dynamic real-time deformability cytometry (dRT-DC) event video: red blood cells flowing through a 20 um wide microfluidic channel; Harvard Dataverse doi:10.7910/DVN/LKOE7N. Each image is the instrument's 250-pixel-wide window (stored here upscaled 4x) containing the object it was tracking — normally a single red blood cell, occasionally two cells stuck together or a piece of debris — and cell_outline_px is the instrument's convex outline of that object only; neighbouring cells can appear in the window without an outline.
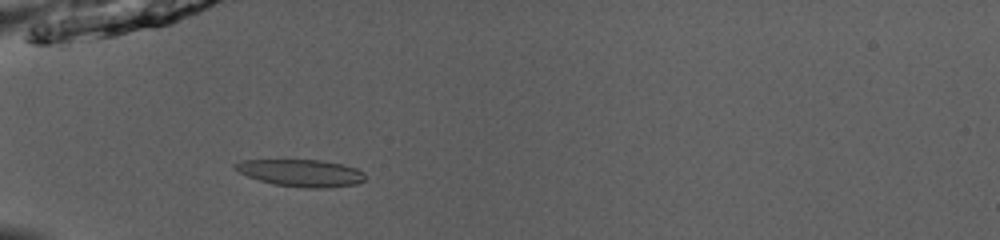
{"species": "common noctule bat (a hibernating species)", "species_latin": "Nyctalus noctula", "temperature_condition": "room temperature", "stored_images_in_passage": 50, "camera_frame_rate_fps": 3000, "um_per_image_px": 0.085, "animal": {"sex": "male", "body_mass_g": 13.0, "forearm_length_mm": 53.1}, "frame": {"image": 1, "passage_image": 16, "time_ms": 5.0, "image_size_px": [1000, 240], "cell_outline_px": [[368, 180], [356, 184], [324, 188], [304, 188], [276, 184], [260, 180], [248, 176], [232, 168], [232, 164], [240, 160], [320, 160], [344, 164], [356, 168], [364, 172], [368, 176]], "centroid_in_image_um": [25.64, 14.69], "position_along_channel_um": 59.4, "area_um2": 20.75}}
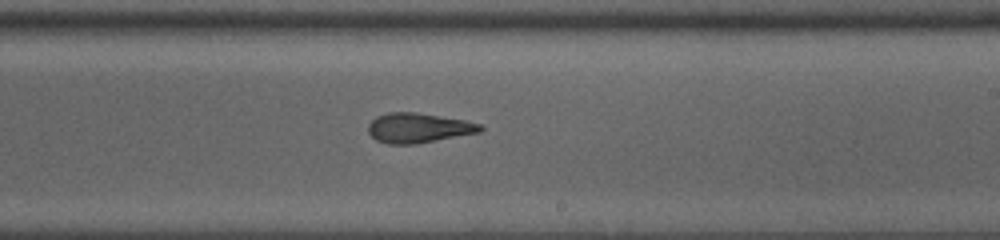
{"frame": {"image": 2, "passage_image": 31, "time_ms": 10.0, "image_size_px": [1000, 240], "cell_outline_px": [[484, 128], [480, 132], [416, 144], [388, 144], [376, 140], [368, 132], [368, 124], [376, 116], [388, 112], [416, 112], [464, 120], [480, 124]], "centroid_in_image_um": [35.54, 10.87], "position_along_channel_um": 253.5, "area_um2": 19.42}}
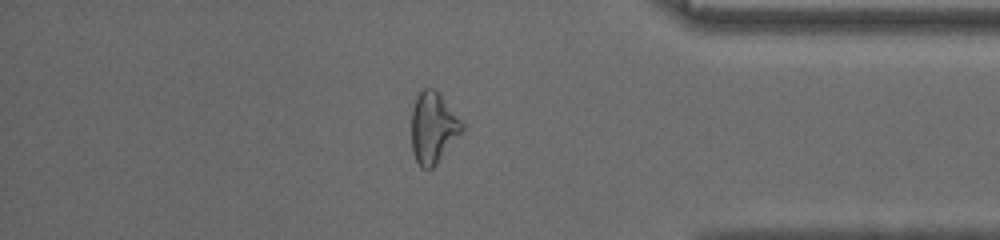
{"frame": {"image": 3, "passage_image": 43, "time_ms": 14.0, "image_size_px": [1000, 240], "cell_outline_px": [[464, 132], [436, 164], [432, 168], [420, 168], [412, 152], [412, 108], [416, 96], [424, 88], [432, 88], [440, 96], [464, 124]], "centroid_in_image_um": [36.82, 10.9], "position_along_channel_um": 398.4, "area_um2": 20.81}, "authors_computed_cell_mechanics": {"area_um2": 20.2878, "velocity_mm_per_s": 4.0259, "shape_relaxation_time_tau1_ms": 7.7123, "shape_relaxation_time_tau2_ms": 2.1414, "deformation_change_tau1": 0.2286, "deformation_change_tau2": 0.1133}}